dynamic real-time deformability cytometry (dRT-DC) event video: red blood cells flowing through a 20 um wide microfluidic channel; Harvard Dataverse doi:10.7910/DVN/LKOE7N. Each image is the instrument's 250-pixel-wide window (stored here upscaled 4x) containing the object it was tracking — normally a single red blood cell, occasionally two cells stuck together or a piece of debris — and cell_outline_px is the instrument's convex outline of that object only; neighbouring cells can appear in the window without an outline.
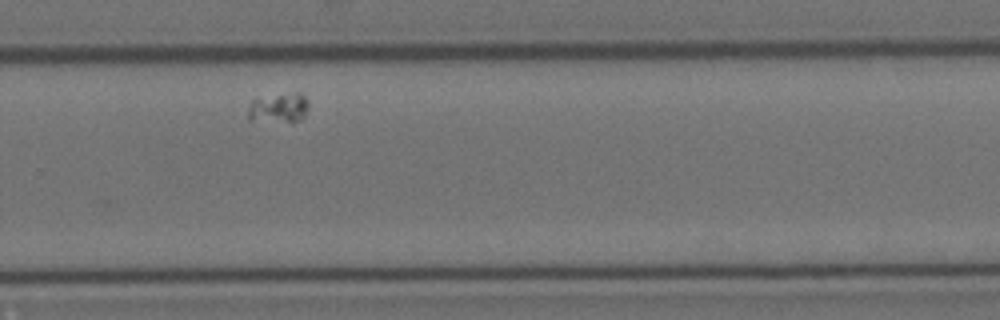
{"species": "Egyptian fruit bat (a non-hibernating species)", "species_latin": "Rousettus aegyptiacus", "temperature_condition": "cold", "stored_images_in_passage": 29, "camera_frame_rate_fps": 3000, "um_per_image_px": 0.085, "animal": {"sex": "female"}, "frame": {"image": 1, "passage_image": 24, "time_ms": 7.667, "image_size_px": [1000, 320], "cell_outline_px": [[308, 104], [304, 116], [300, 120], [248, 120], [248, 104], [256, 96], [292, 92], [300, 92], [308, 100]], "centroid_in_image_um": [23.64, 9.09], "position_along_channel_um": 306.2, "area_um2": 10.58}}
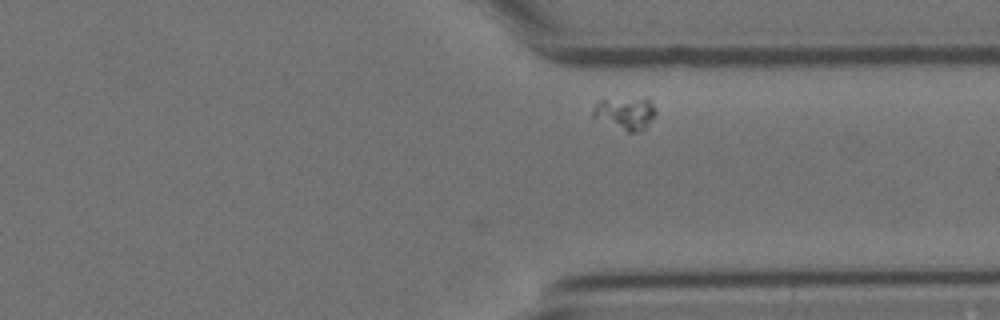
{"frame": {"image": 2, "passage_image": 29, "time_ms": 9.333, "image_size_px": [1000, 320], "cell_outline_px": [[656, 112], [644, 128], [640, 132], [628, 132], [592, 116], [592, 108], [596, 100], [648, 100], [656, 108]], "centroid_in_image_um": [53.11, 9.65], "position_along_channel_um": 358.3, "area_um2": 11.27}}